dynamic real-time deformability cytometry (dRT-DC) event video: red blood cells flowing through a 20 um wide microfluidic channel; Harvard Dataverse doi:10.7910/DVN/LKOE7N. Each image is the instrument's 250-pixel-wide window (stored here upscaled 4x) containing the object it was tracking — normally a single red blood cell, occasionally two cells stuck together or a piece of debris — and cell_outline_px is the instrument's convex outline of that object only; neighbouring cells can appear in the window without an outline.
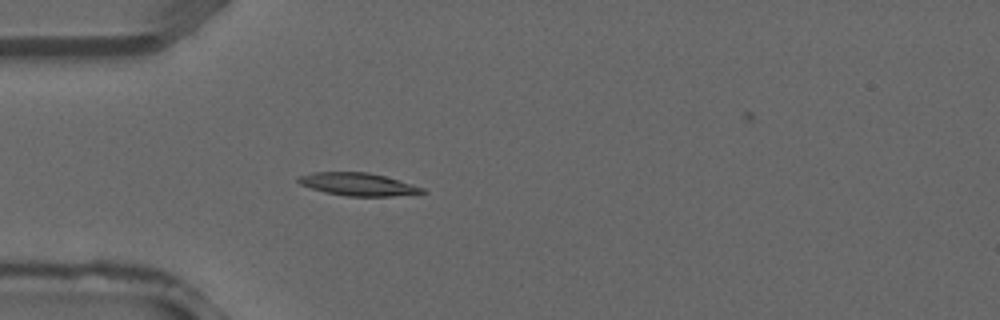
{"species": "common noctule bat (a hibernating species)", "species_latin": "Nyctalus noctula", "temperature_condition": "warm", "stored_images_in_passage": 33, "camera_frame_rate_fps": 3000, "um_per_image_px": 0.085, "animal": {"sex": "male", "forearm_length_mm": 52.5}, "frame": {"image": 1, "passage_image": 6, "time_ms": 1.667, "image_size_px": [1000, 320], "cell_outline_px": [[428, 192], [392, 196], [348, 196], [324, 192], [300, 184], [296, 180], [296, 176], [312, 172], [368, 172], [384, 176], [412, 184], [424, 188]], "centroid_in_image_um": [30.39, 15.66], "position_along_channel_um": 54.6, "area_um2": 16.42}}
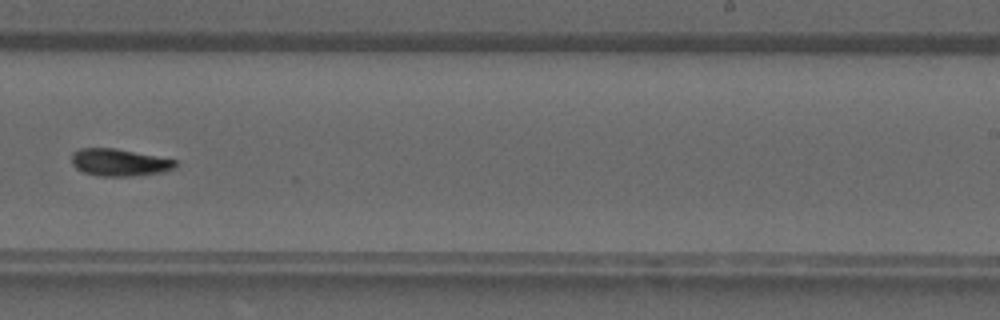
{"frame": {"image": 2, "passage_image": 19, "time_ms": 6.0, "image_size_px": [1000, 320], "cell_outline_px": [[176, 168], [164, 172], [136, 176], [96, 176], [84, 172], [76, 168], [72, 164], [72, 152], [80, 148], [116, 148], [176, 160]], "centroid_in_image_um": [10.14, 13.81], "position_along_channel_um": 278.9, "area_um2": 16.59}}
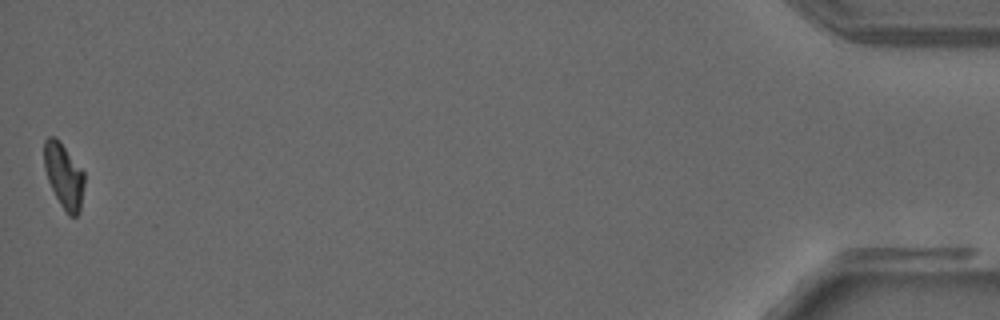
{"frame": {"image": 3, "passage_image": 33, "time_ms": 10.667, "image_size_px": [1000, 320], "cell_outline_px": [[84, 184], [80, 208], [76, 216], [68, 216], [60, 204], [48, 180], [44, 168], [44, 140], [48, 136], [56, 136], [60, 140], [84, 172]], "centroid_in_image_um": [5.42, 14.9], "position_along_channel_um": 429.8, "area_um2": 15.2}}